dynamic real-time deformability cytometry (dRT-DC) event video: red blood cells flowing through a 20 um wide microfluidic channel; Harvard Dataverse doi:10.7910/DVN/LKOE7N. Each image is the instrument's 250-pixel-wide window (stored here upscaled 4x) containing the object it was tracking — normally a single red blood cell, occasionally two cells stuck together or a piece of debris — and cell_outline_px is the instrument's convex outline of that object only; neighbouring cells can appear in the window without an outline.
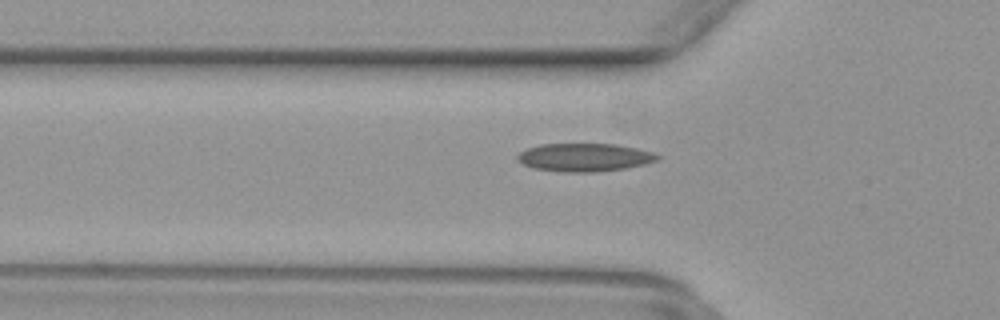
{"species": "common noctule bat (a hibernating species)", "species_latin": "Nyctalus noctula", "temperature_condition": "warm", "stored_images_in_passage": 30, "camera_frame_rate_fps": 3000, "um_per_image_px": 0.085, "animal": {"sex": "female", "body_mass_g": 29.2, "forearm_length_mm": 56.3}, "frame": {"image": 1, "passage_image": 2, "time_ms": 0.333, "image_size_px": [1000, 320], "cell_outline_px": [[660, 156], [656, 160], [644, 164], [624, 168], [596, 172], [560, 172], [532, 168], [516, 160], [516, 156], [520, 152], [528, 148], [540, 144], [616, 144], [636, 148], [652, 152]], "centroid_in_image_um": [49.63, 13.38], "position_along_channel_um": 76.2, "area_um2": 22.89}}
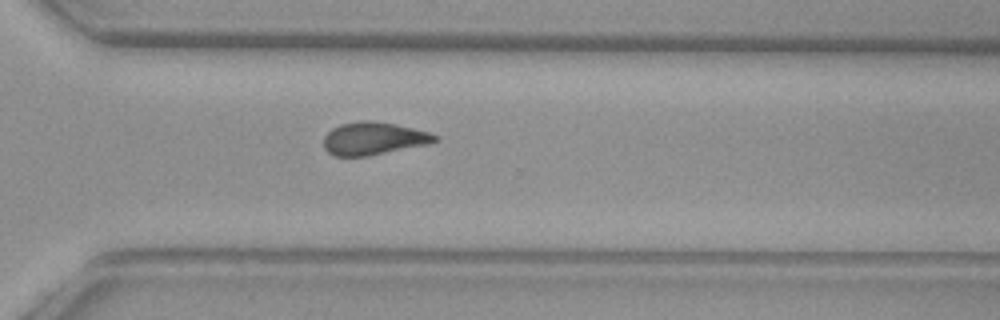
{"frame": {"image": 2, "passage_image": 21, "time_ms": 6.667, "image_size_px": [1000, 320], "cell_outline_px": [[440, 140], [428, 144], [368, 156], [332, 156], [324, 148], [324, 136], [332, 128], [340, 124], [364, 120], [368, 120], [396, 124], [428, 132], [440, 136]], "centroid_in_image_um": [31.76, 11.77], "position_along_channel_um": 338.8, "area_um2": 21.27}}
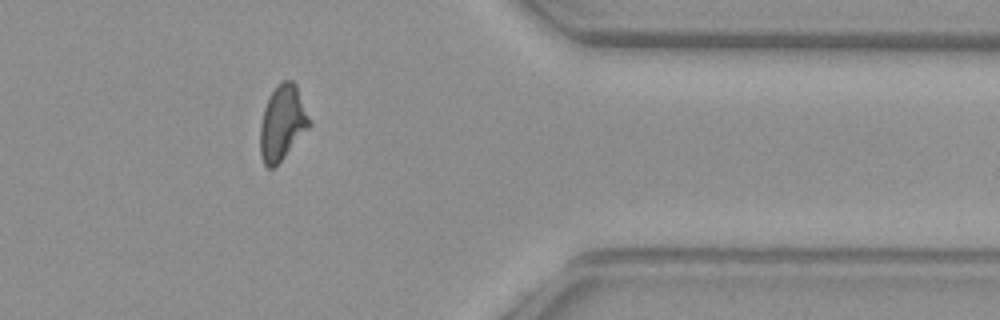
{"frame": {"image": 3, "passage_image": 26, "time_ms": 8.333, "image_size_px": [1000, 320], "cell_outline_px": [[312, 124], [284, 156], [272, 168], [268, 168], [264, 164], [260, 156], [260, 124], [264, 108], [276, 84], [284, 80], [292, 80], [296, 84]], "centroid_in_image_um": [23.99, 10.42], "position_along_channel_um": 387.4, "area_um2": 21.21}}